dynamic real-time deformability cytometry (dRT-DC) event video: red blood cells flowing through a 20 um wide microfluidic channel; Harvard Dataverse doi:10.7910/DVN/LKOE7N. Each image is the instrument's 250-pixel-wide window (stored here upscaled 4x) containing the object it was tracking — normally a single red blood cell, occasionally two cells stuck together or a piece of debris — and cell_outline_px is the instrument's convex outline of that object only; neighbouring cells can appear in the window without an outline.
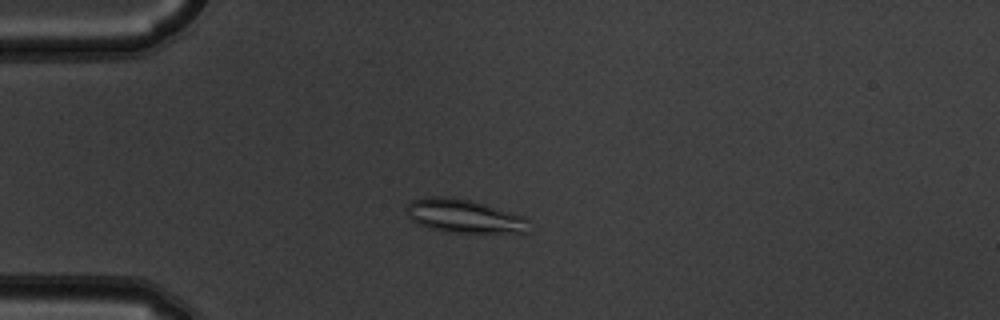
{"species": "common noctule bat (a hibernating species)", "species_latin": "Nyctalus noctula", "temperature_condition": "warm", "stored_images_in_passage": 5, "camera_frame_rate_fps": 3000, "um_per_image_px": 0.085, "animal": {"sex": "male", "body_mass_g": 19.5, "forearm_length_mm": 54.6}, "frame": {"image": 1, "passage_image": 3, "time_ms": 0.667, "image_size_px": [1000, 320], "cell_outline_px": [[528, 232], [448, 232], [416, 224], [404, 212], [404, 208], [412, 200], [424, 196], [452, 196], [472, 200], [512, 212], [524, 216], [528, 220]], "centroid_in_image_um": [39.38, 18.34], "position_along_channel_um": 45.6, "area_um2": 24.1}}
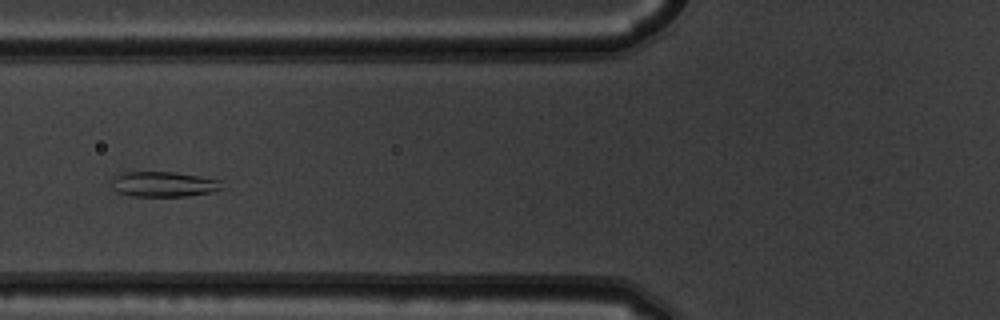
{"frame": {"image": 2, "passage_image": 5, "time_ms": 1.333, "image_size_px": [1000, 320], "cell_outline_px": [[224, 188], [212, 192], [184, 196], [132, 196], [116, 192], [112, 188], [112, 176], [124, 172], [176, 172], [200, 176], [220, 180]], "centroid_in_image_um": [13.89, 15.65], "position_along_channel_um": 111.9, "area_um2": 16.36}}